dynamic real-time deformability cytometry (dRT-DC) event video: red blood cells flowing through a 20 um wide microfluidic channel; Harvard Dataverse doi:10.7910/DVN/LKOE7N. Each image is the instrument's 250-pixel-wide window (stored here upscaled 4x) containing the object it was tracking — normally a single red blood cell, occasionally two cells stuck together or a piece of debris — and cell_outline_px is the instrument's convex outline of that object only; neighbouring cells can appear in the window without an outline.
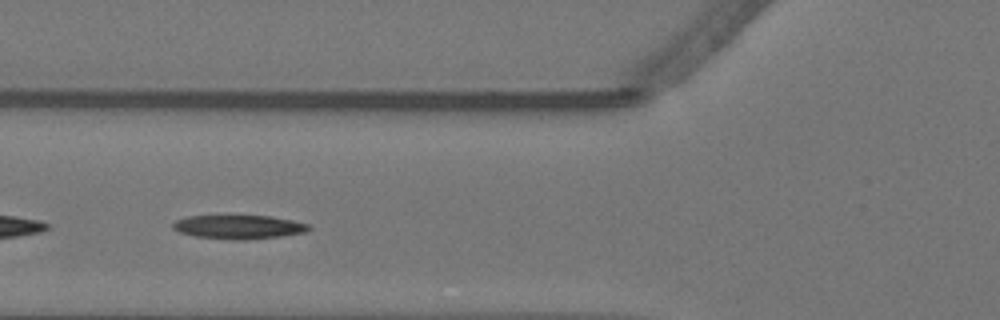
{"species": "Egyptian fruit bat (a non-hibernating species)", "species_latin": "Rousettus aegyptiacus", "temperature_condition": "warm", "stored_images_in_passage": 51, "segment_of_instrument_passage": [2, 2], "camera_frame_rate_fps": 3000, "um_per_image_px": 0.085, "animal": {"sex": "female"}, "frame": {"image": 1, "passage_image": 15, "time_ms": 4.667, "image_size_px": [1000, 320], "cell_outline_px": [[312, 228], [308, 232], [280, 236], [244, 240], [232, 240], [196, 236], [180, 232], [172, 228], [172, 224], [176, 220], [188, 216], [268, 216], [292, 220], [308, 224]], "centroid_in_image_um": [20.31, 19.29], "position_along_channel_um": 105.5, "area_um2": 18.79}}
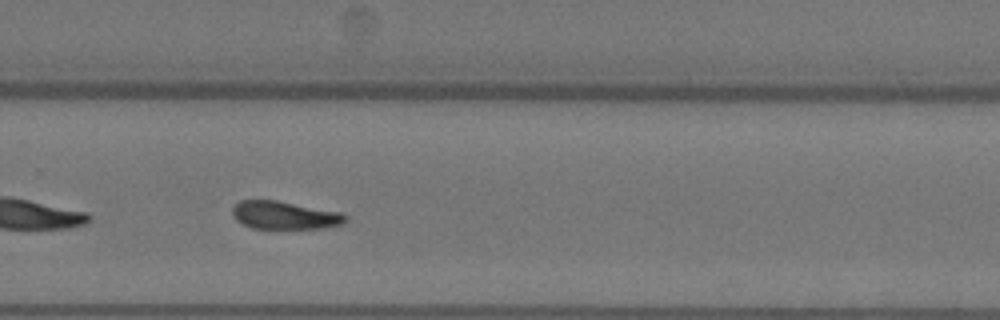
{"frame": {"image": 2, "passage_image": 32, "time_ms": 10.333, "image_size_px": [1000, 320], "cell_outline_px": [[348, 220], [344, 224], [328, 228], [276, 232], [252, 228], [236, 220], [232, 212], [232, 208], [240, 200], [276, 200], [344, 212], [348, 216]], "centroid_in_image_um": [24.28, 18.36], "position_along_channel_um": 305.5, "area_um2": 19.77}}
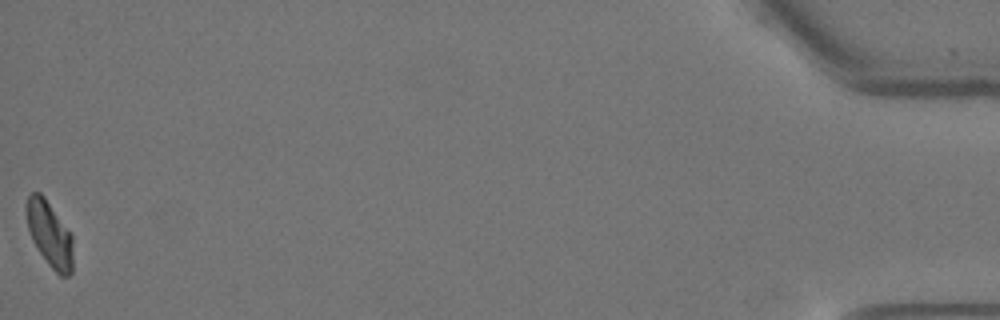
{"frame": {"image": 3, "passage_image": 51, "time_ms": 16.667, "image_size_px": [1000, 320], "cell_outline_px": [[72, 272], [68, 276], [60, 276], [48, 264], [32, 240], [28, 228], [24, 212], [24, 208], [28, 196], [32, 192], [40, 192], [44, 196], [72, 236]], "centroid_in_image_um": [4.18, 19.88], "position_along_channel_um": 431.0, "area_um2": 17.69}}